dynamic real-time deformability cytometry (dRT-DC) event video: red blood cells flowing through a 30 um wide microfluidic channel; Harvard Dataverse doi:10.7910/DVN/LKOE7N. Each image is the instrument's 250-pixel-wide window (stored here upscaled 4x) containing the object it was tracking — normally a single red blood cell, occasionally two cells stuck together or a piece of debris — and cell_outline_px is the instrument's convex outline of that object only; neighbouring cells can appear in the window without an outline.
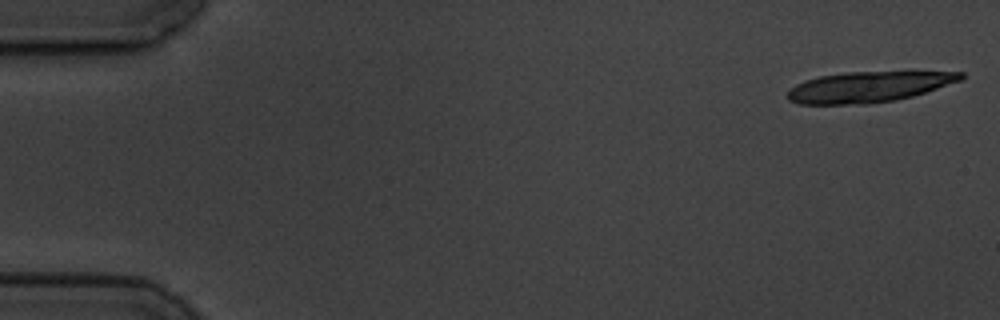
{"species": "common noctule bat (a hibernating species)", "species_latin": "Nyctalus noctula", "temperature_condition": "cold", "stored_images_in_passage": 5, "camera_frame_rate_fps": 3000, "um_per_image_px": 0.085, "animal": {"sex": "male", "body_mass_g": 19.5, "forearm_length_mm": 54.6}, "frame": {"image": 1, "passage_image": 1, "time_ms": 0.0, "image_size_px": [1000, 320], "cell_outline_px": [[964, 76], [960, 80], [912, 96], [896, 100], [868, 104], [800, 104], [788, 100], [788, 92], [796, 84], [804, 80], [820, 76], [848, 72], [964, 72]], "centroid_in_image_um": [73.78, 7.39], "position_along_channel_um": 11.2, "area_um2": 30.52}}
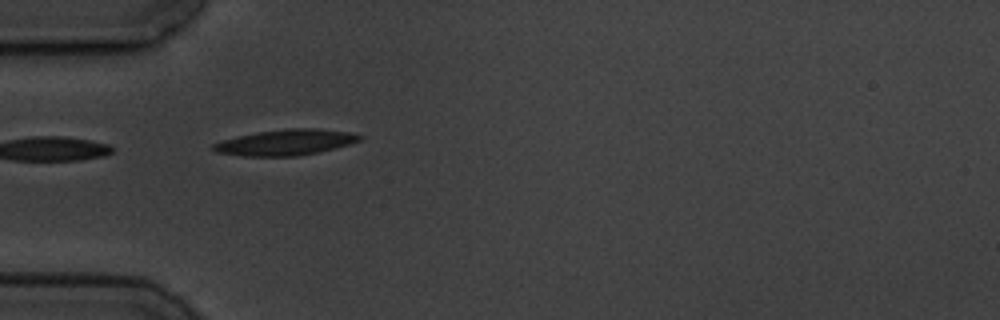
{"frame": {"image": 2, "passage_image": 4, "time_ms": 5.333, "image_size_px": [1000, 320], "cell_outline_px": [[364, 136], [360, 140], [348, 144], [300, 156], [244, 156], [216, 152], [212, 148], [212, 144], [220, 140], [260, 132], [284, 128], [316, 128], [352, 132]], "centroid_in_image_um": [24.28, 12.09], "position_along_channel_um": 60.7, "area_um2": 21.85}}